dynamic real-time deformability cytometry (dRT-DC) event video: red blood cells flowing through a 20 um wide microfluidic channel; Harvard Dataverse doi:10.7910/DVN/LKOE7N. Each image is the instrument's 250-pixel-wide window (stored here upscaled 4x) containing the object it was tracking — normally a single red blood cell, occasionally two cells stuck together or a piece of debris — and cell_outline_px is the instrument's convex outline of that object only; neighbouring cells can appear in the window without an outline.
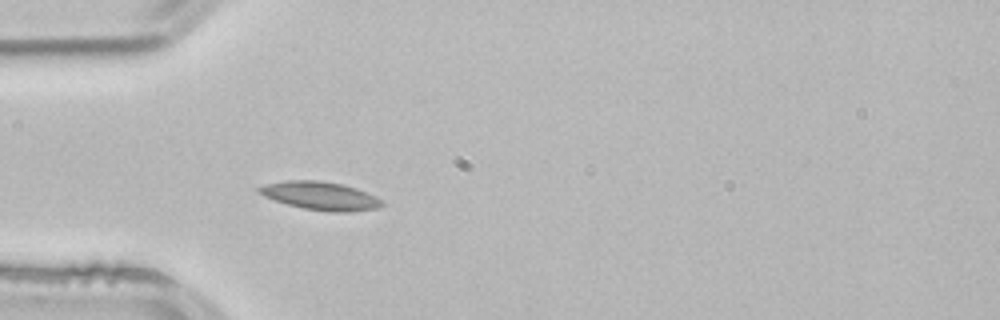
{"species": "common noctule bat (a hibernating species)", "species_latin": "Nyctalus noctula", "temperature_condition": "room temperature", "stored_images_in_passage": 1, "camera_frame_rate_fps": 3000, "um_per_image_px": 0.085, "animal": {"sex": "male", "body_mass_g": 21.5, "forearm_length_mm": 52.0}, "frame": {"image": 1, "passage_image": 1, "time_ms": 0.0, "image_size_px": [1000, 320], "cell_outline_px": [[384, 204], [380, 208], [348, 212], [328, 212], [304, 208], [288, 204], [264, 196], [256, 192], [256, 188], [264, 184], [288, 180], [320, 180], [344, 184], [356, 188], [384, 200]], "centroid_in_image_um": [27.25, 16.64], "position_along_channel_um": 57.7, "area_um2": 20.4}}